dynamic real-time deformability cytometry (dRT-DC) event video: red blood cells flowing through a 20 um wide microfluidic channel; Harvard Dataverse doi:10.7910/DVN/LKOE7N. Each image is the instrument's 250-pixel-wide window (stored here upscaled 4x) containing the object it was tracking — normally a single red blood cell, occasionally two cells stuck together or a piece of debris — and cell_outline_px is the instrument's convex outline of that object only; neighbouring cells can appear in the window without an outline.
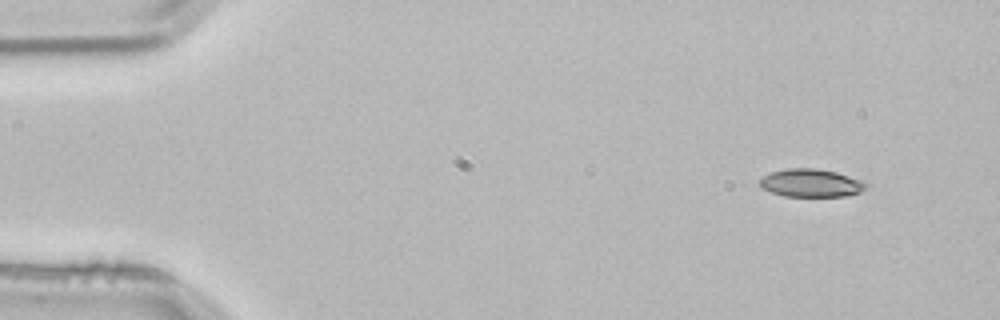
{"species": "common noctule bat (a hibernating species)", "species_latin": "Nyctalus noctula", "temperature_condition": "room temperature", "stored_images_in_passage": 3, "camera_frame_rate_fps": 3000, "um_per_image_px": 0.085, "animal": {"sex": "male", "body_mass_g": 21.5, "forearm_length_mm": 52.0}, "frame": {"image": 1, "passage_image": 1, "time_ms": 0.0, "image_size_px": [1000, 320], "cell_outline_px": [[868, 184], [860, 192], [844, 196], [784, 196], [772, 192], [764, 188], [760, 184], [760, 180], [764, 176], [772, 172], [784, 168], [816, 168], [836, 172], [864, 180]], "centroid_in_image_um": [68.97, 15.54], "position_along_channel_um": 16.0, "area_um2": 17.22}}
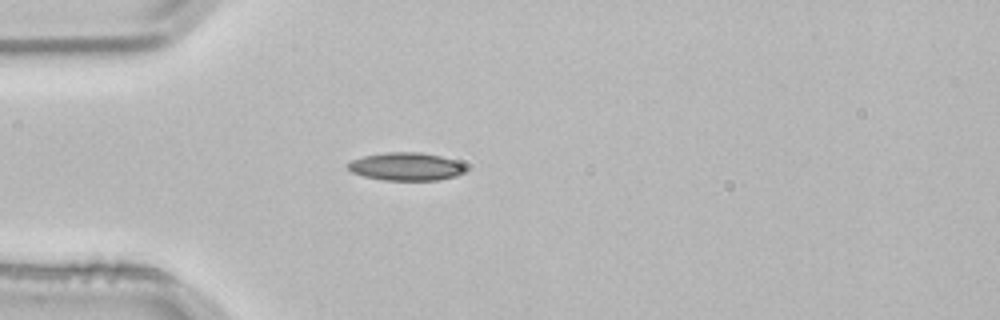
{"frame": {"image": 2, "passage_image": 3, "time_ms": 0.667, "image_size_px": [1000, 320], "cell_outline_px": [[464, 172], [456, 176], [440, 180], [384, 180], [364, 176], [352, 172], [344, 164], [352, 160], [364, 156], [388, 152], [420, 152], [440, 156], [452, 160], [460, 164], [464, 168]], "centroid_in_image_um": [34.46, 14.16], "position_along_channel_um": 50.5, "area_um2": 18.96}}